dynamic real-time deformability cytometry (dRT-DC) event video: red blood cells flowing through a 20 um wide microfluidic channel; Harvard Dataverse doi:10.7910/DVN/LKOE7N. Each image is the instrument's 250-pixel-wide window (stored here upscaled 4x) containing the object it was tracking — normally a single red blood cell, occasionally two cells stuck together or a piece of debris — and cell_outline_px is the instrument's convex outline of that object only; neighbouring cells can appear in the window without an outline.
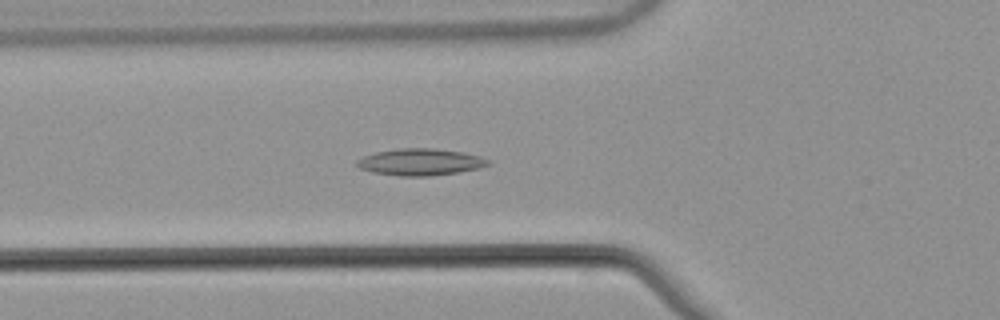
{"species": "common noctule bat (a hibernating species)", "species_latin": "Nyctalus noctula", "temperature_condition": "warm", "stored_images_in_passage": 55, "camera_frame_rate_fps": 3000, "um_per_image_px": 0.085, "animal": {"sex": "male", "body_mass_g": 21.5, "forearm_length_mm": 52.0}, "frame": {"image": 1, "passage_image": 21, "time_ms": 6.667, "image_size_px": [1000, 320], "cell_outline_px": [[492, 164], [480, 168], [460, 172], [432, 176], [400, 176], [372, 172], [360, 168], [356, 164], [356, 160], [364, 156], [376, 152], [396, 148], [436, 148], [464, 152], [480, 156], [488, 160]], "centroid_in_image_um": [35.76, 13.77], "position_along_channel_um": 90.0, "area_um2": 20.69}}
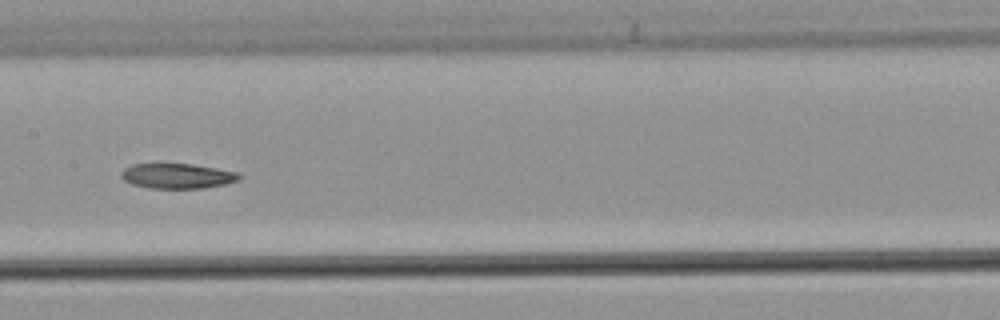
{"frame": {"image": 2, "passage_image": 29, "time_ms": 9.333, "image_size_px": [1000, 320], "cell_outline_px": [[240, 180], [228, 184], [204, 188], [148, 188], [132, 184], [124, 180], [120, 176], [120, 172], [124, 168], [132, 164], [192, 164], [240, 172]], "centroid_in_image_um": [15.09, 14.96], "position_along_channel_um": 192.3, "area_um2": 17.4}}
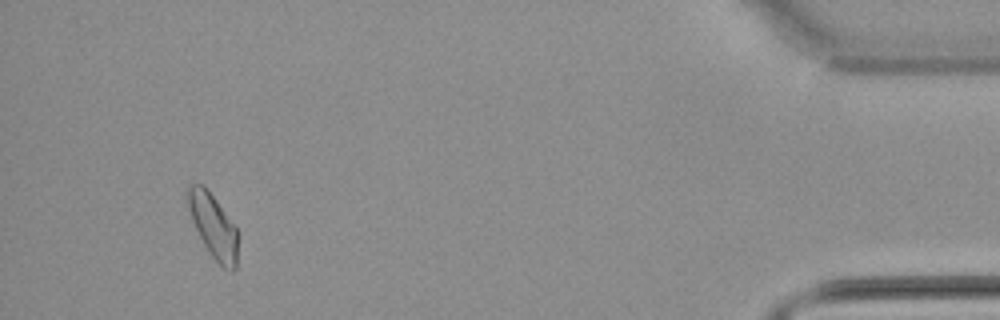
{"frame": {"image": 3, "passage_image": 52, "time_ms": 17.0, "image_size_px": [1000, 320], "cell_outline_px": [[236, 268], [232, 272], [228, 272], [212, 256], [204, 244], [196, 228], [188, 208], [184, 196], [188, 184], [200, 184], [216, 200], [236, 228]], "centroid_in_image_um": [18.08, 19.19], "position_along_channel_um": 417.1, "area_um2": 18.15}}